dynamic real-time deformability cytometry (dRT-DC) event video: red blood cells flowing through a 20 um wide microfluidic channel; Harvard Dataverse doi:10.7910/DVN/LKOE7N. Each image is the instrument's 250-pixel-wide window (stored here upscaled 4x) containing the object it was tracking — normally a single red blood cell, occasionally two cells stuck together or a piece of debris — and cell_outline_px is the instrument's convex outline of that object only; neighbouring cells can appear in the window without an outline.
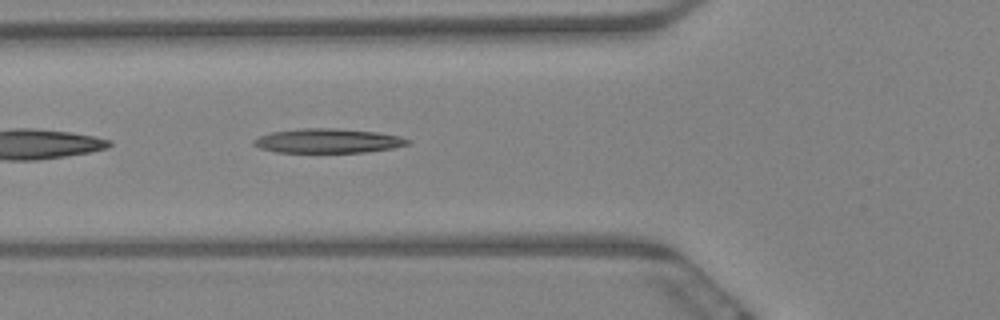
{"species": "Egyptian fruit bat (a non-hibernating species)", "species_latin": "Rousettus aegyptiacus", "temperature_condition": "warm", "stored_images_in_passage": 43, "camera_frame_rate_fps": 3000, "um_per_image_px": 0.085, "animal": {"sex": "female"}, "frame": {"image": 1, "passage_image": 5, "time_ms": 1.333, "image_size_px": [1000, 320], "cell_outline_px": [[412, 144], [392, 148], [364, 152], [276, 152], [260, 148], [252, 144], [252, 140], [260, 136], [272, 132], [304, 128], [332, 128], [376, 132], [400, 136], [412, 140]], "centroid_in_image_um": [27.9, 11.97], "position_along_channel_um": 97.9, "area_um2": 21.79}}
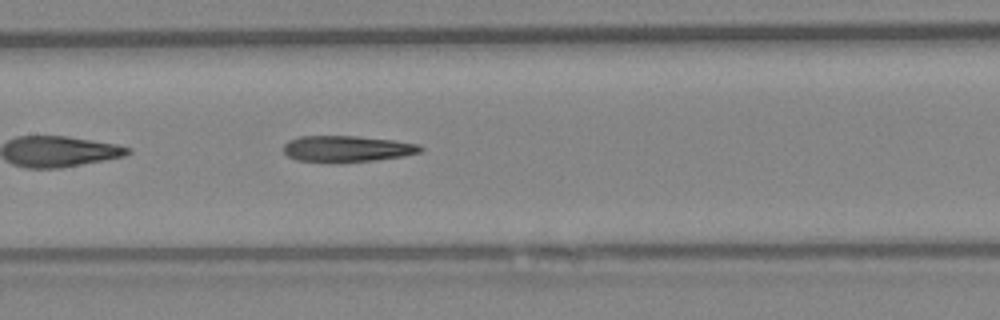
{"frame": {"image": 2, "passage_image": 12, "time_ms": 3.667, "image_size_px": [1000, 320], "cell_outline_px": [[424, 148], [420, 152], [404, 156], [376, 160], [340, 164], [332, 164], [296, 160], [288, 156], [284, 152], [284, 144], [288, 140], [300, 136], [356, 136], [396, 140], [416, 144]], "centroid_in_image_um": [29.46, 12.67], "position_along_channel_um": 177.9, "area_um2": 21.5}}
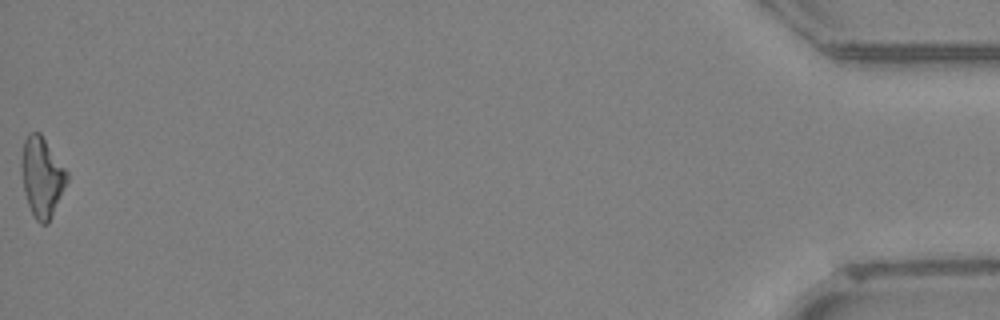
{"frame": {"image": 3, "passage_image": 43, "time_ms": 14.0, "image_size_px": [1000, 320], "cell_outline_px": [[68, 180], [52, 216], [48, 224], [40, 224], [36, 220], [28, 204], [24, 192], [20, 164], [20, 160], [24, 140], [28, 132], [40, 132], [68, 172]], "centroid_in_image_um": [3.55, 15.03], "position_along_channel_um": 431.6, "area_um2": 21.27}}